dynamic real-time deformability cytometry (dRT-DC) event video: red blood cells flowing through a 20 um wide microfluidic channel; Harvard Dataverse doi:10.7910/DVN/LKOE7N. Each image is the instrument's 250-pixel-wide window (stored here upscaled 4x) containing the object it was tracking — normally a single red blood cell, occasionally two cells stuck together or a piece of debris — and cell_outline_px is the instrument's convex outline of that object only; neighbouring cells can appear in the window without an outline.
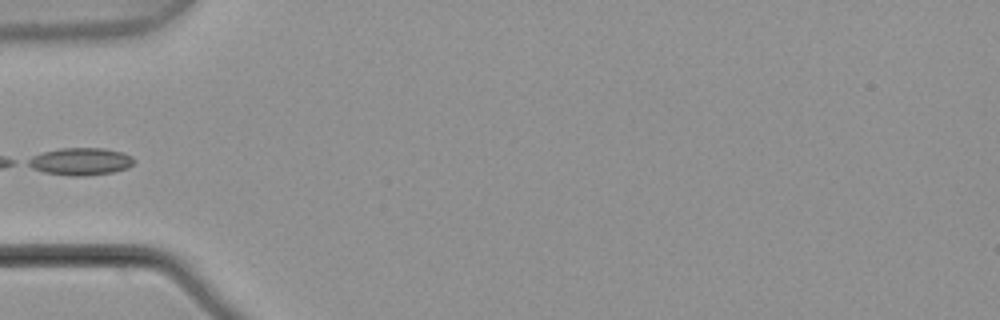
{"species": "common noctule bat (a hibernating species)", "species_latin": "Nyctalus noctula", "temperature_condition": "warm", "stored_images_in_passage": 5, "segment_of_instrument_passage": [2, 2], "camera_frame_rate_fps": 3000, "um_per_image_px": 0.085, "animal": {"sex": "male", "body_mass_g": 21.5, "forearm_length_mm": 52.0}, "frame": {"image": 1, "passage_image": 5, "time_ms": 1.333, "image_size_px": [1000, 320], "cell_outline_px": [[136, 160], [128, 168], [112, 172], [84, 176], [72, 176], [44, 172], [32, 168], [24, 164], [24, 160], [32, 156], [44, 152], [60, 148], [104, 148], [120, 152], [132, 156]], "centroid_in_image_um": [6.8, 13.72], "position_along_channel_um": 78.2, "area_um2": 16.99}}